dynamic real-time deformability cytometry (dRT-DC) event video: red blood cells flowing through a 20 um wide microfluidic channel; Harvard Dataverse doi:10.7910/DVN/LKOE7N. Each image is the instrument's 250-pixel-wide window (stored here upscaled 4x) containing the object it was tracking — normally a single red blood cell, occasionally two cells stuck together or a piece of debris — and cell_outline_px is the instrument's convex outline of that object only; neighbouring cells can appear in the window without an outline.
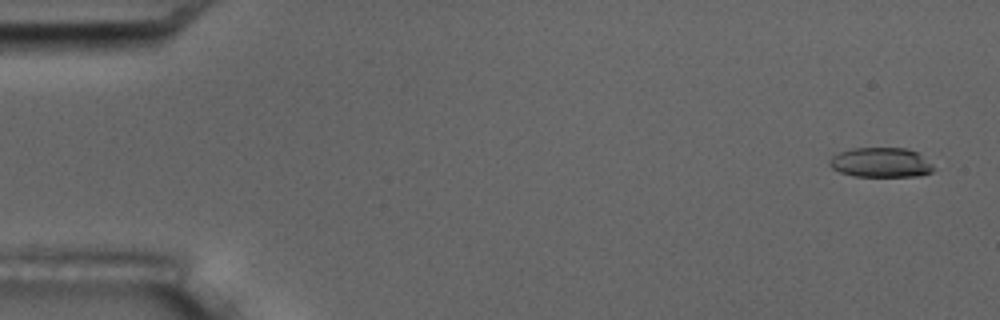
{"species": "common noctule bat (a hibernating species)", "species_latin": "Nyctalus noctula", "temperature_condition": "room temperature", "stored_images_in_passage": 6, "camera_frame_rate_fps": 3000, "um_per_image_px": 0.085, "animal": {"sex": "male", "body_mass_g": 17.5, "forearm_length_mm": 52.3}, "frame": {"image": 1, "passage_image": 1, "time_ms": 0.0, "image_size_px": [1000, 320], "cell_outline_px": [[936, 168], [932, 172], [916, 176], [856, 176], [840, 172], [832, 168], [828, 164], [828, 160], [832, 156], [840, 152], [852, 148], [908, 148], [916, 152], [932, 164]], "centroid_in_image_um": [74.86, 13.81], "position_along_channel_um": 10.1, "area_um2": 17.98}}